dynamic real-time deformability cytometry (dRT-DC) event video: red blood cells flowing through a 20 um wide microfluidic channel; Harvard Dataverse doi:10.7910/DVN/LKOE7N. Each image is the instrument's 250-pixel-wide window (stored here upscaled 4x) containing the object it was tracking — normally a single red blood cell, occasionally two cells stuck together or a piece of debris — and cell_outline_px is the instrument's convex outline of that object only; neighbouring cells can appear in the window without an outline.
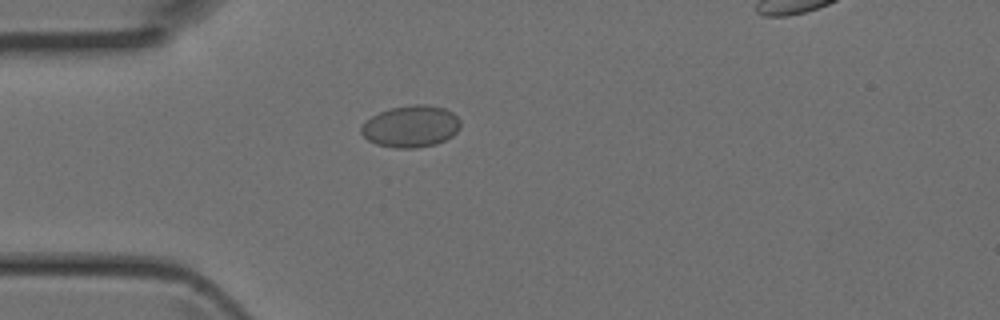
{"species": "Egyptian fruit bat (a non-hibernating species)", "species_latin": "Rousettus aegyptiacus", "temperature_condition": "room temperature", "stored_images_in_passage": 1, "camera_frame_rate_fps": 3000, "um_per_image_px": 0.085, "animal": {"sex": "female"}, "frame": {"image": 1, "passage_image": 1, "time_ms": 0.0, "image_size_px": [1000, 320], "cell_outline_px": [[460, 128], [452, 136], [436, 144], [416, 148], [396, 148], [376, 144], [368, 140], [360, 132], [360, 128], [372, 116], [380, 112], [392, 108], [412, 104], [428, 104], [444, 108], [452, 112], [460, 120]], "centroid_in_image_um": [34.94, 10.74], "position_along_channel_um": 50.1, "area_um2": 24.1}}